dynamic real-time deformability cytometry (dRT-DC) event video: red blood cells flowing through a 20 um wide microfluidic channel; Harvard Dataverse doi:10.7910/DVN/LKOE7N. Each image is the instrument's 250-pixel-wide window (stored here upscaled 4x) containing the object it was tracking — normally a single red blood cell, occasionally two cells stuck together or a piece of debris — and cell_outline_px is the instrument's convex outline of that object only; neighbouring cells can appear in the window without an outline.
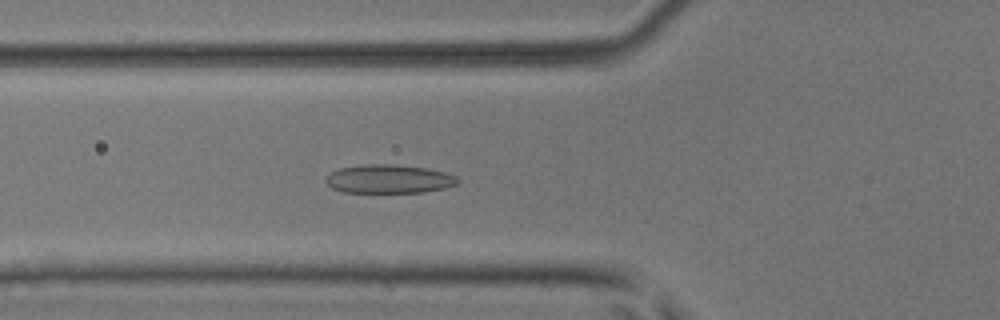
{"species": "common noctule bat (a hibernating species)", "species_latin": "Nyctalus noctula", "temperature_condition": "room temperature", "stored_images_in_passage": 52, "camera_frame_rate_fps": 3000, "um_per_image_px": 0.085, "animal": {"sex": "male", "body_mass_g": 17.9, "forearm_length_mm": 54.2}, "frame": {"image": 1, "passage_image": 19, "time_ms": 6.0, "image_size_px": [1000, 320], "cell_outline_px": [[460, 180], [456, 184], [444, 188], [424, 192], [344, 192], [332, 188], [324, 180], [332, 172], [340, 168], [368, 164], [392, 164], [428, 168], [444, 172], [456, 176]], "centroid_in_image_um": [33.08, 15.21], "position_along_channel_um": 92.7, "area_um2": 21.85}}
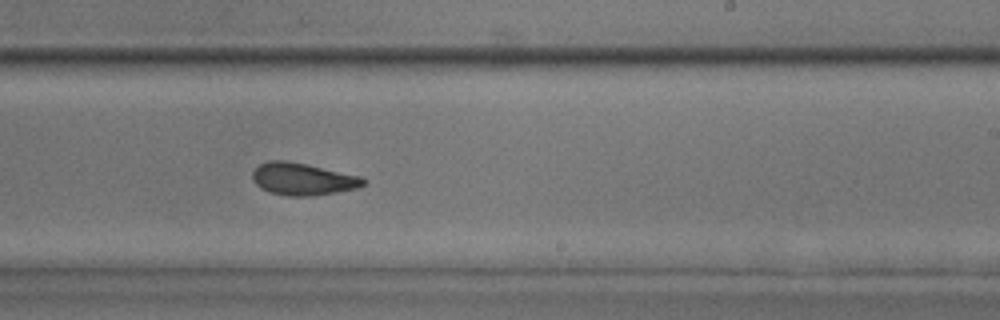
{"frame": {"image": 2, "passage_image": 32, "time_ms": 10.333, "image_size_px": [1000, 320], "cell_outline_px": [[368, 184], [356, 188], [336, 192], [312, 196], [288, 196], [268, 192], [260, 188], [252, 180], [252, 172], [260, 164], [268, 160], [284, 160], [304, 164], [360, 176], [368, 180]], "centroid_in_image_um": [25.72, 15.23], "position_along_channel_um": 263.3, "area_um2": 20.81}}
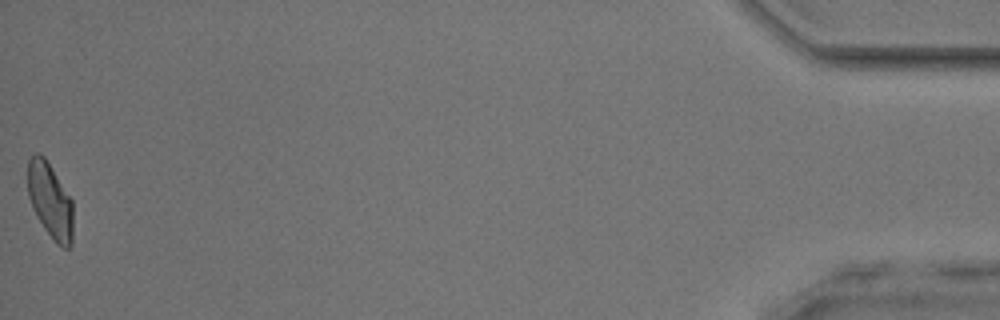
{"frame": {"image": 3, "passage_image": 52, "time_ms": 17.0, "image_size_px": [1000, 320], "cell_outline_px": [[72, 244], [68, 248], [64, 248], [56, 244], [44, 228], [36, 216], [28, 196], [28, 160], [36, 152], [44, 156], [72, 200]], "centroid_in_image_um": [4.26, 17.07], "position_along_channel_um": 430.9, "area_um2": 19.77}, "authors_computed_cell_mechanics": {"area_um2": 21.1837, "velocity_mm_per_s": 3.9463, "shape_relaxation_time_tau1_ms": 4.9446, "shape_relaxation_time_tau2_ms": 2.3184, "deformation_change_tau1": 0.1391, "deformation_change_tau2": 0.0792}}